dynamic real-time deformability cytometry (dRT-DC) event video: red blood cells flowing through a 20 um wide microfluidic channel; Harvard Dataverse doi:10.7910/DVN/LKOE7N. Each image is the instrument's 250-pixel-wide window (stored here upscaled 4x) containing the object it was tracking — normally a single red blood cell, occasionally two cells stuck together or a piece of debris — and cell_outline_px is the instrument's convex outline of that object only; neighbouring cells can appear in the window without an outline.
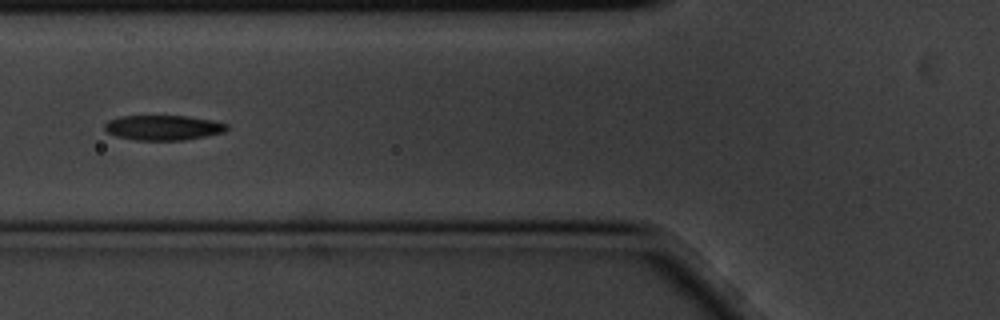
{"species": "common noctule bat (a hibernating species)", "species_latin": "Nyctalus noctula", "temperature_condition": "cold", "stored_images_in_passage": 11, "camera_frame_rate_fps": 3000, "um_per_image_px": 0.085, "animal": {"sex": "male", "body_mass_g": 20.1, "forearm_length_mm": 53.5}, "frame": {"image": 1, "passage_image": 7, "time_ms": 2.0, "image_size_px": [1000, 320], "cell_outline_px": [[228, 128], [224, 132], [184, 140], [136, 140], [116, 136], [108, 132], [104, 128], [104, 124], [108, 120], [120, 116], [184, 116], [212, 120], [228, 124]], "centroid_in_image_um": [13.85, 10.85], "position_along_channel_um": 111.9, "area_um2": 17.69}}
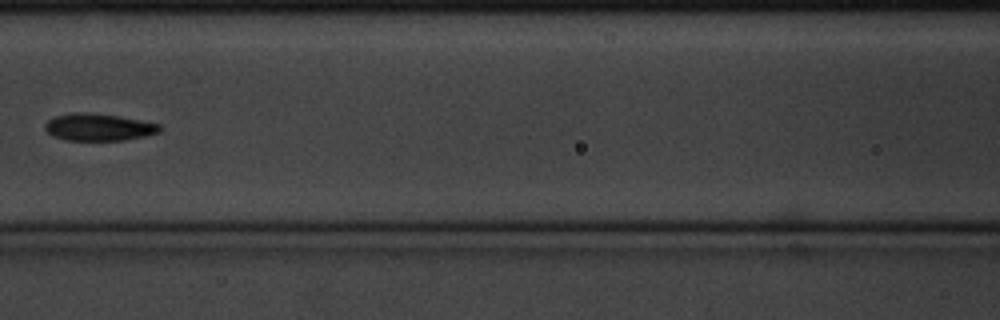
{"frame": {"image": 2, "passage_image": 8, "time_ms": 2.333, "image_size_px": [1000, 320], "cell_outline_px": [[160, 132], [144, 136], [124, 140], [64, 140], [52, 136], [44, 128], [44, 124], [48, 120], [56, 116], [72, 112], [88, 112], [120, 116], [160, 124]], "centroid_in_image_um": [8.35, 10.8], "position_along_channel_um": 158.2, "area_um2": 18.21}}
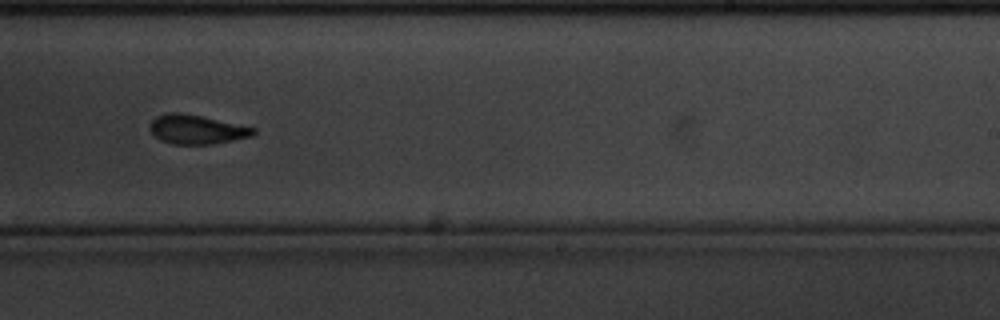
{"frame": {"image": 3, "passage_image": 11, "time_ms": 3.333, "image_size_px": [1000, 320], "cell_outline_px": [[256, 132], [252, 136], [212, 144], [172, 144], [160, 140], [148, 128], [148, 124], [156, 116], [168, 112], [180, 112], [200, 116], [256, 128]], "centroid_in_image_um": [16.67, 11.0], "position_along_channel_um": 272.3, "area_um2": 17.51}}